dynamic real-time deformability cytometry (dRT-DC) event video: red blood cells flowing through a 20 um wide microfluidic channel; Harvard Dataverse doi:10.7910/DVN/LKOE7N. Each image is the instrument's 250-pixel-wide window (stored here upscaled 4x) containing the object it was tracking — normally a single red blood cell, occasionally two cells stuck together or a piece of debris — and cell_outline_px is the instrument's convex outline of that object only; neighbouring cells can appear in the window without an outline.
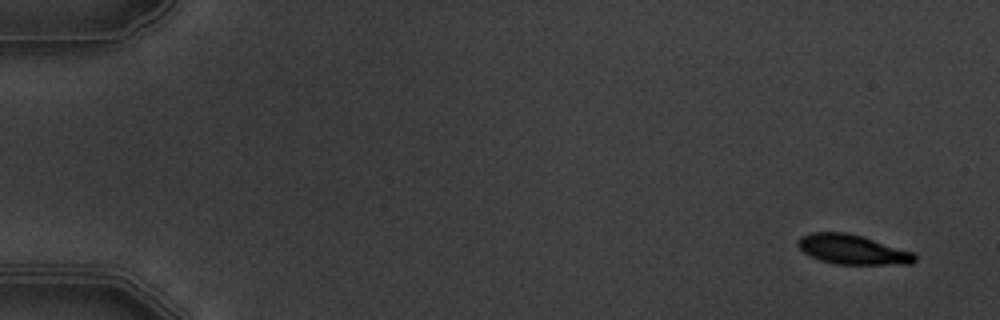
{"species": "common noctule bat (a hibernating species)", "species_latin": "Nyctalus noctula", "temperature_condition": "warm", "stored_images_in_passage": 5, "camera_frame_rate_fps": 3000, "um_per_image_px": 0.085, "animal": {"sex": "male", "body_mass_g": 19.5, "forearm_length_mm": 54.6}, "frame": {"image": 1, "passage_image": 1, "time_ms": 0.0, "image_size_px": [1000, 320], "cell_outline_px": [[916, 260], [912, 264], [836, 264], [820, 260], [804, 252], [796, 244], [796, 240], [800, 236], [812, 232], [848, 232], [912, 252], [916, 256]], "centroid_in_image_um": [72.42, 21.2], "position_along_channel_um": 12.6, "area_um2": 20.0}}